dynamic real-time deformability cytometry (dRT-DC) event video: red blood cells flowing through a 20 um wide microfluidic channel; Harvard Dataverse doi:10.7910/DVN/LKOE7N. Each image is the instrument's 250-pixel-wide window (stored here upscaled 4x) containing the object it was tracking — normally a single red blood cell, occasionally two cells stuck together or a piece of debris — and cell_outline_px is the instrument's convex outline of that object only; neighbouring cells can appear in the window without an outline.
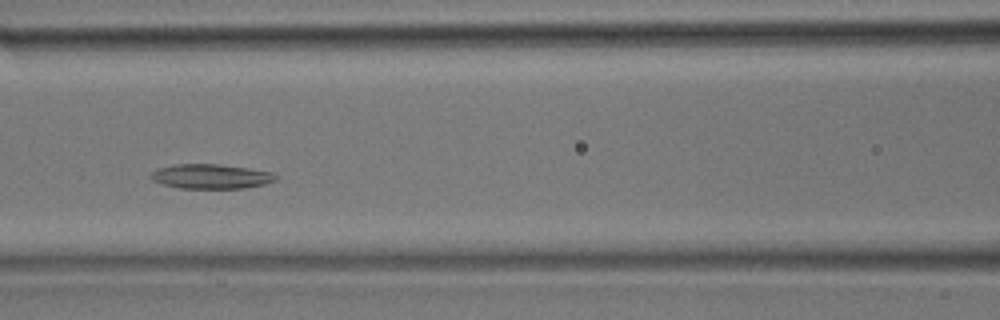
{"species": "common noctule bat (a hibernating species)", "species_latin": "Nyctalus noctula", "temperature_condition": "room temperature", "stored_images_in_passage": 31, "camera_frame_rate_fps": 3000, "um_per_image_px": 0.085, "animal": {"sex": "male", "body_mass_g": 17.9}, "frame": {"image": 1, "passage_image": 10, "time_ms": 3.0, "image_size_px": [1000, 320], "cell_outline_px": [[276, 180], [264, 184], [244, 188], [180, 188], [164, 184], [152, 180], [148, 176], [156, 168], [172, 164], [220, 164], [248, 168], [272, 172], [276, 176]], "centroid_in_image_um": [17.89, 14.98], "position_along_channel_um": 148.7, "area_um2": 17.92}}
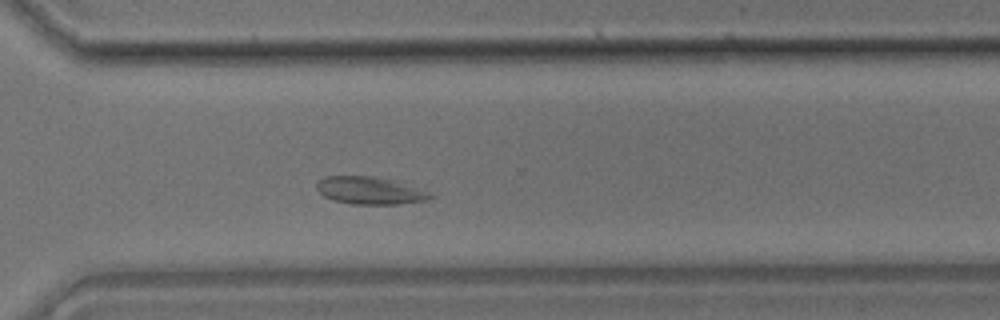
{"frame": {"image": 2, "passage_image": 21, "time_ms": 6.667, "image_size_px": [1000, 320], "cell_outline_px": [[436, 196], [424, 200], [400, 204], [352, 204], [332, 200], [324, 196], [316, 188], [316, 184], [324, 176], [376, 176], [396, 180], [436, 192]], "centroid_in_image_um": [31.54, 16.18], "position_along_channel_um": 339.1, "area_um2": 18.67}}
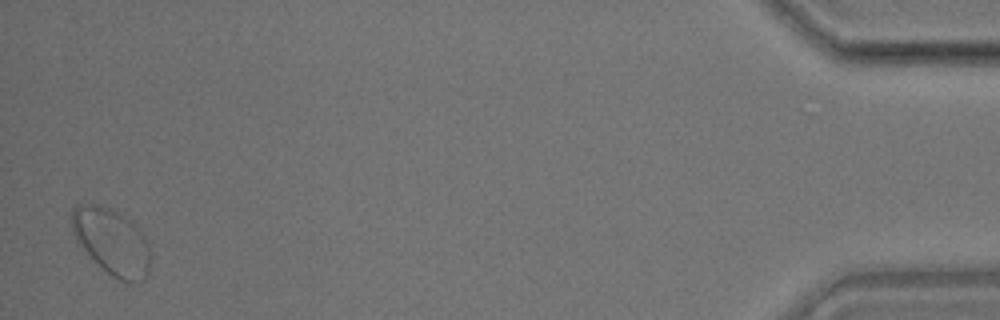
{"frame": {"image": 3, "passage_image": 31, "time_ms": 10.0, "image_size_px": [1000, 320], "cell_outline_px": [[148, 276], [144, 280], [132, 284], [128, 284], [112, 276], [76, 240], [72, 232], [72, 208], [76, 204], [96, 204], [108, 208], [132, 220], [144, 236], [148, 244]], "centroid_in_image_um": [9.51, 20.53], "position_along_channel_um": 425.7, "area_um2": 29.88}}